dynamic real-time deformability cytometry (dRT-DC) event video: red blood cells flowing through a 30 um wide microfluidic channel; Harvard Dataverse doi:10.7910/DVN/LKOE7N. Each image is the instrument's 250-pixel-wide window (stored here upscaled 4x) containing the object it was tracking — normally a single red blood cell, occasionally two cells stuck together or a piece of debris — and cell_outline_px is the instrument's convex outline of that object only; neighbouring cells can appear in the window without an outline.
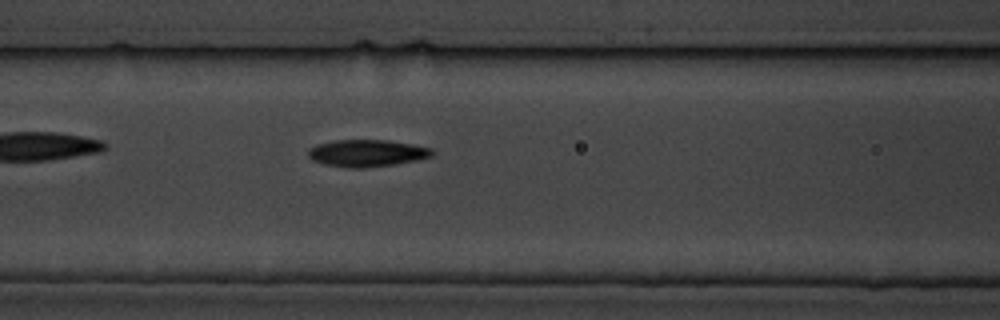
{"species": "common noctule bat (a hibernating species)", "species_latin": "Nyctalus noctula", "temperature_condition": "cold", "stored_images_in_passage": 8, "camera_frame_rate_fps": 3000, "um_per_image_px": 0.085, "animal": {"sex": "male", "body_mass_g": 19.5, "forearm_length_mm": 54.6}, "frame": {"image": 1, "passage_image": 8, "time_ms": 8.0, "image_size_px": [1000, 320], "cell_outline_px": [[436, 152], [432, 156], [416, 160], [396, 164], [364, 168], [348, 168], [324, 164], [312, 160], [308, 156], [308, 148], [316, 144], [332, 140], [388, 140], [412, 144], [432, 148]], "centroid_in_image_um": [31.18, 13.01], "position_along_channel_um": 135.4, "area_um2": 19.77}}